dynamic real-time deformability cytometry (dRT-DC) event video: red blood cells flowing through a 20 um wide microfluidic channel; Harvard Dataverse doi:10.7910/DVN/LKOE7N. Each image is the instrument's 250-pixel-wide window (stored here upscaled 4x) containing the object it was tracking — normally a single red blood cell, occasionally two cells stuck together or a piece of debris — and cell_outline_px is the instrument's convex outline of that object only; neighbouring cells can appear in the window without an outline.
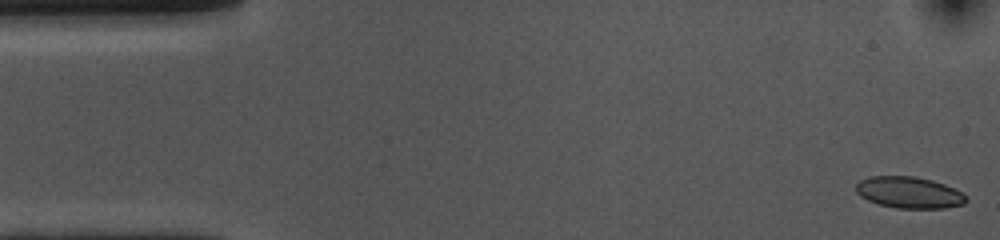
{"species": "common noctule bat (a hibernating species)", "species_latin": "Nyctalus noctula", "temperature_condition": "cold", "stored_images_in_passage": 53, "camera_frame_rate_fps": 3000, "um_per_image_px": 0.085, "animal": {"sex": "female", "body_mass_g": 10.0, "forearm_length_mm": 53.1}, "frame": {"image": 1, "passage_image": 1, "time_ms": 0.0, "image_size_px": [1000, 240], "cell_outline_px": [[968, 200], [964, 204], [944, 208], [896, 208], [880, 204], [868, 200], [860, 196], [856, 192], [856, 184], [860, 180], [868, 176], [916, 176], [932, 180], [944, 184], [968, 196]], "centroid_in_image_um": [77.27, 16.35], "position_along_channel_um": 7.7, "area_um2": 20.23}}
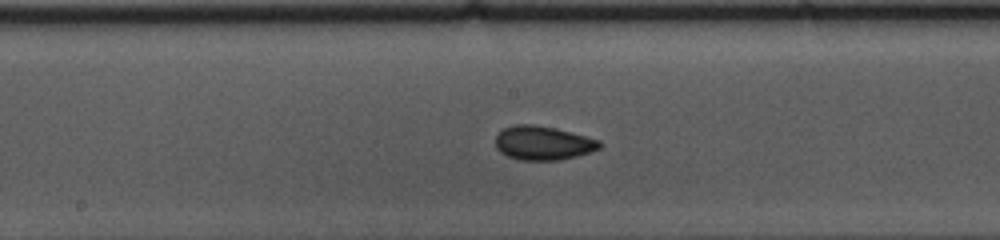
{"frame": {"image": 2, "passage_image": 26, "time_ms": 8.333, "image_size_px": [1000, 240], "cell_outline_px": [[604, 144], [600, 148], [576, 156], [560, 160], [520, 160], [508, 156], [500, 152], [496, 148], [496, 136], [504, 128], [512, 124], [532, 124], [556, 128], [600, 140]], "centroid_in_image_um": [46.15, 12.15], "position_along_channel_um": 202.0, "area_um2": 20.63}}
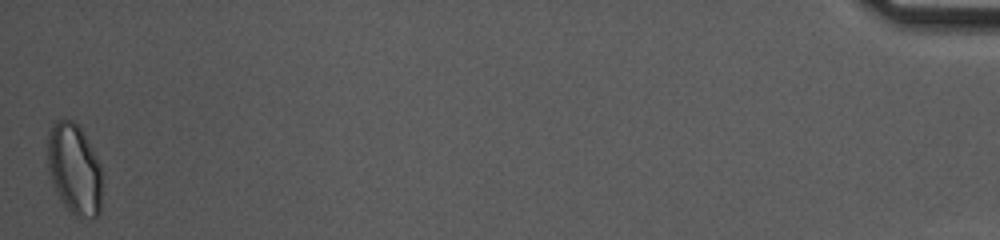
{"frame": {"image": 3, "passage_image": 53, "time_ms": 17.333, "image_size_px": [1000, 240], "cell_outline_px": [[100, 212], [96, 216], [76, 216], [60, 200], [48, 172], [48, 132], [52, 124], [56, 120], [64, 116], [72, 120], [80, 128], [96, 156], [100, 164]], "centroid_in_image_um": [6.28, 14.31], "position_along_channel_um": 428.9, "area_um2": 28.5}, "authors_computed_cell_mechanics": {"area_um2": 20.5768, "velocity_mm_per_s": 3.6448, "shape_relaxation_time_tau1_ms": 3.7207, "shape_relaxation_time_tau2_ms": 1.7052, "deformation_change_tau1": 0.0955, "deformation_change_tau2": 0.0683}}